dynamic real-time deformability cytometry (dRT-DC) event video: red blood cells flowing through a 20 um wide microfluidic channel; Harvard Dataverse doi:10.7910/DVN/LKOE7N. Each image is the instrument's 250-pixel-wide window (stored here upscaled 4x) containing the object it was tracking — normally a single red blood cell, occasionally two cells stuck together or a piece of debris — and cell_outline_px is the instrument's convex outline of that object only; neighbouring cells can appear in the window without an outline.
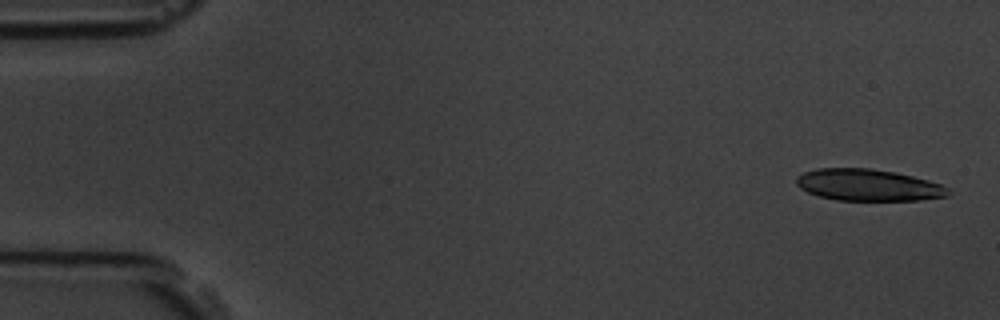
{"species": "common noctule bat (a hibernating species)", "species_latin": "Nyctalus noctula", "temperature_condition": "room temperature", "stored_images_in_passage": 6, "camera_frame_rate_fps": 3000, "um_per_image_px": 0.085, "animal": {"sex": "male", "body_mass_g": 19.5, "forearm_length_mm": 54.6}, "frame": {"image": 1, "passage_image": 1, "time_ms": 0.0, "image_size_px": [1000, 320], "cell_outline_px": [[952, 192], [948, 196], [920, 200], [836, 200], [820, 196], [808, 192], [800, 188], [796, 184], [796, 176], [804, 172], [816, 168], [868, 168], [896, 172], [928, 180], [940, 184], [948, 188]], "centroid_in_image_um": [73.8, 15.72], "position_along_channel_um": 11.2, "area_um2": 28.09}}